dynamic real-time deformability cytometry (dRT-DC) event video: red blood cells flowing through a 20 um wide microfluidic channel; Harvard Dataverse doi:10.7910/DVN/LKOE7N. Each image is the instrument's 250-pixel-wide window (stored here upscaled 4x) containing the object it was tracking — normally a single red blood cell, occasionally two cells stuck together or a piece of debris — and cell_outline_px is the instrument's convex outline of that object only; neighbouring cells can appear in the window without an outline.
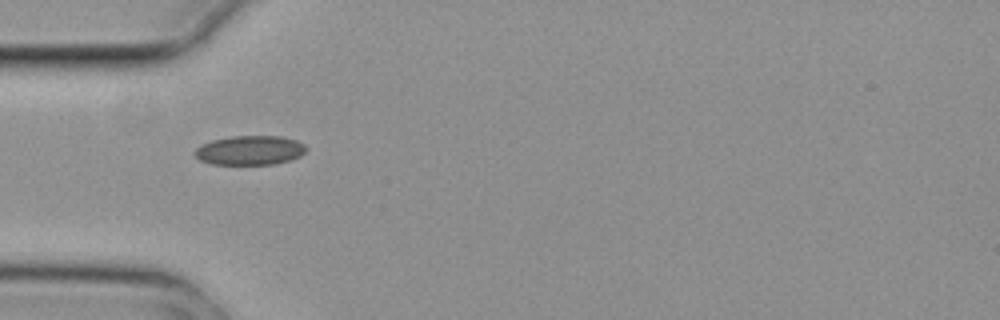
{"species": "common noctule bat (a hibernating species)", "species_latin": "Nyctalus noctula", "temperature_condition": "cold", "stored_images_in_passage": 4, "camera_frame_rate_fps": 3000, "um_per_image_px": 0.085, "animal": {"sex": "female", "body_mass_g": 29.2, "forearm_length_mm": 56.3}, "frame": {"image": 1, "passage_image": 1, "time_ms": 0.0, "image_size_px": [1000, 320], "cell_outline_px": [[308, 148], [300, 156], [288, 160], [272, 164], [212, 164], [200, 160], [192, 152], [200, 144], [212, 140], [232, 136], [280, 136], [296, 140], [304, 144]], "centroid_in_image_um": [21.21, 12.76], "position_along_channel_um": 63.8, "area_um2": 19.02}}
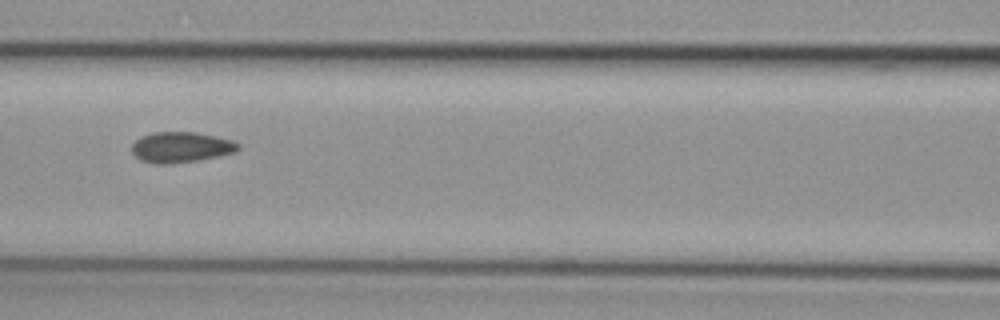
{"frame": {"image": 2, "passage_image": 3, "time_ms": 0.667, "image_size_px": [1000, 320], "cell_outline_px": [[240, 148], [236, 152], [220, 156], [200, 160], [168, 164], [156, 164], [140, 160], [132, 152], [132, 144], [140, 136], [152, 132], [196, 132], [216, 136], [232, 140], [240, 144]], "centroid_in_image_um": [15.4, 12.51], "position_along_channel_um": 151.2, "area_um2": 19.19}}
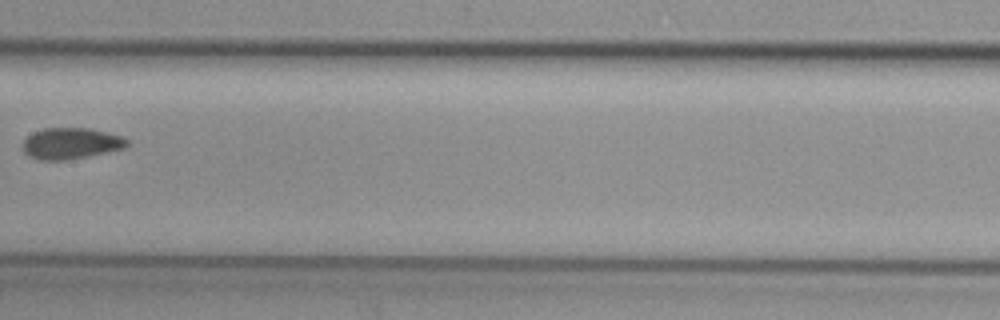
{"frame": {"image": 3, "passage_image": 4, "time_ms": 1.0, "image_size_px": [1000, 320], "cell_outline_px": [[128, 144], [124, 148], [64, 160], [40, 160], [24, 152], [24, 140], [32, 132], [44, 128], [88, 128], [108, 132], [120, 136], [128, 140]], "centroid_in_image_um": [6.01, 12.17], "position_along_channel_um": 201.4, "area_um2": 18.55}}